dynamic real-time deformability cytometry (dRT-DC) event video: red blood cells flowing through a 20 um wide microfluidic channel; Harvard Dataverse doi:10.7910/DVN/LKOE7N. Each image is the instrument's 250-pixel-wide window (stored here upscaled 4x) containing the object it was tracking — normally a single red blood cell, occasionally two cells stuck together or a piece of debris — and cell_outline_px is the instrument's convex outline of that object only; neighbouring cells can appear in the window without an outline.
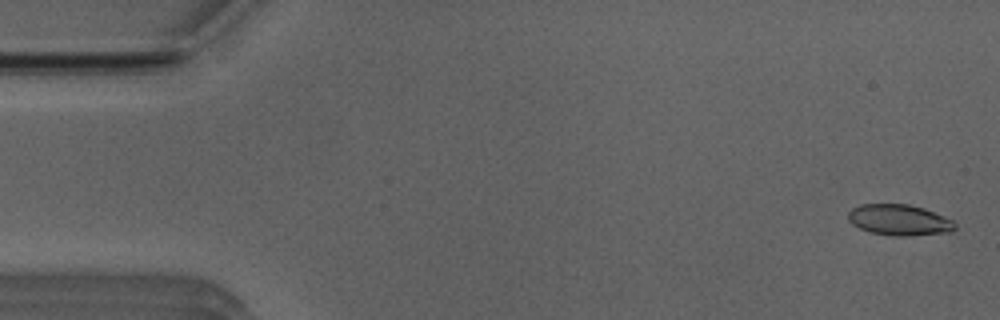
{"species": "Egyptian fruit bat (a non-hibernating species)", "species_latin": "Rousettus aegyptiacus", "temperature_condition": "room temperature", "stored_images_in_passage": 14, "camera_frame_rate_fps": 3000, "um_per_image_px": 0.085, "animal": {"sex": "male"}, "frame": {"image": 1, "passage_image": 2, "time_ms": 0.333, "image_size_px": [1000, 320], "cell_outline_px": [[956, 228], [952, 232], [908, 236], [892, 236], [872, 232], [860, 228], [852, 224], [848, 220], [848, 212], [852, 208], [860, 204], [908, 204], [924, 208], [944, 216], [952, 220], [956, 224]], "centroid_in_image_um": [76.45, 18.7], "position_along_channel_um": 8.6, "area_um2": 19.36}}